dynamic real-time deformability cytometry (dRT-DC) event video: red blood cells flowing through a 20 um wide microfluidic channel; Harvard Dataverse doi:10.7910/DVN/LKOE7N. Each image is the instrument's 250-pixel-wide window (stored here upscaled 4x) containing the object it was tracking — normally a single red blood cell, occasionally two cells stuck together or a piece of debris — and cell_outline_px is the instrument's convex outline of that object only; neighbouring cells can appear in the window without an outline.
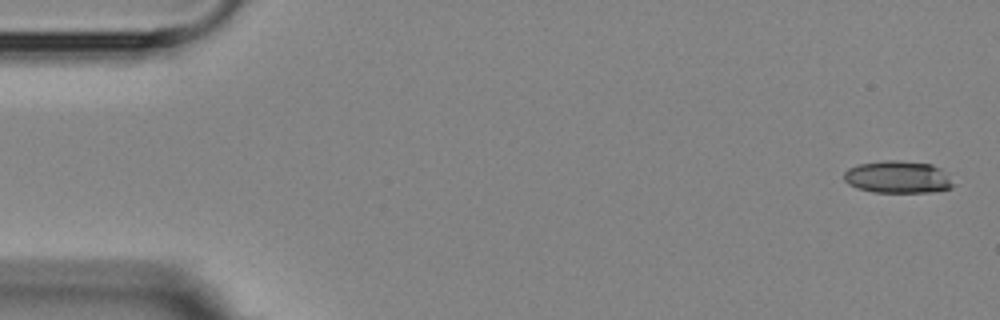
{"species": "Egyptian fruit bat (a non-hibernating species)", "species_latin": "Rousettus aegyptiacus", "temperature_condition": "room temperature", "stored_images_in_passage": 5, "camera_frame_rate_fps": 3000, "um_per_image_px": 0.085, "animal": {"sex": "female"}, "frame": {"image": 1, "passage_image": 1, "time_ms": 0.0, "image_size_px": [1000, 320], "cell_outline_px": [[956, 184], [952, 188], [932, 192], [872, 192], [856, 188], [848, 184], [844, 180], [844, 172], [848, 168], [856, 164], [884, 160], [900, 160], [932, 164], [940, 168]], "centroid_in_image_um": [76.3, 15.05], "position_along_channel_um": 8.7, "area_um2": 20.87}}